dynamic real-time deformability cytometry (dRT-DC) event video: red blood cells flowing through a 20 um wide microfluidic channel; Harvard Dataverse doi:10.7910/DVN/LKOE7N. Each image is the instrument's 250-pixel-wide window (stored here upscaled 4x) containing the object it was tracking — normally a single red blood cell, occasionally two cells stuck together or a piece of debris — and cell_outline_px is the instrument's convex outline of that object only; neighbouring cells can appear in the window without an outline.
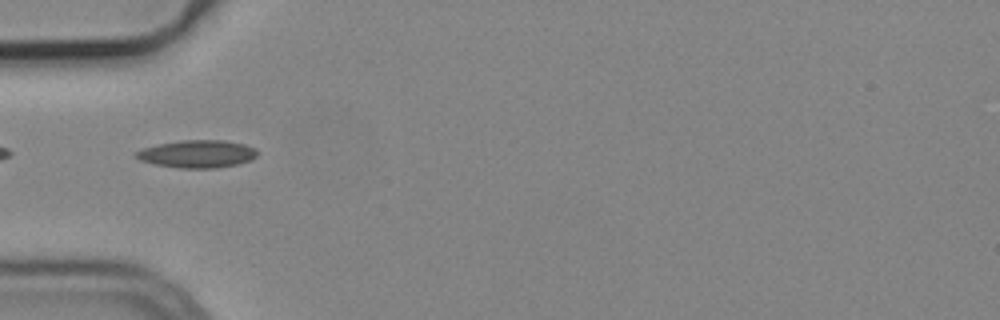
{"species": "common noctule bat (a hibernating species)", "species_latin": "Nyctalus noctula", "temperature_condition": "cold", "stored_images_in_passage": 39, "camera_frame_rate_fps": 3000, "um_per_image_px": 0.085, "animal": {"sex": "male", "body_mass_g": 19.2, "forearm_length_mm": 51.8}, "frame": {"image": 1, "passage_image": 2, "time_ms": 0.333, "image_size_px": [1000, 320], "cell_outline_px": [[260, 152], [252, 160], [236, 164], [216, 168], [180, 168], [156, 164], [140, 160], [132, 156], [132, 152], [144, 148], [160, 144], [184, 140], [224, 140], [244, 144], [256, 148]], "centroid_in_image_um": [16.78, 13.08], "position_along_channel_um": 68.2, "area_um2": 19.59}}
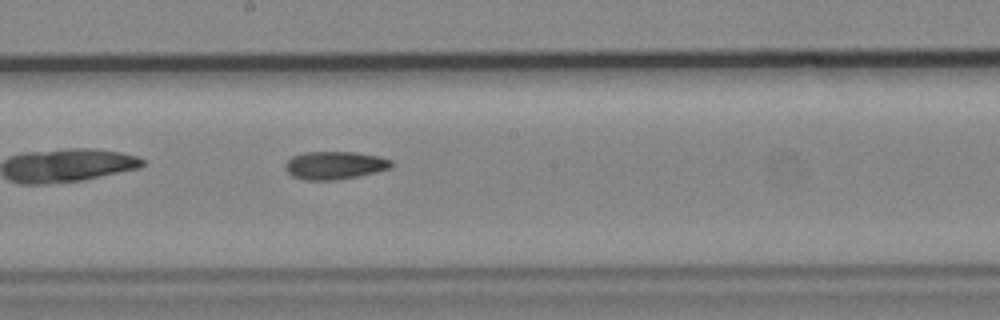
{"frame": {"image": 2, "passage_image": 14, "time_ms": 4.333, "image_size_px": [1000, 320], "cell_outline_px": [[392, 168], [376, 172], [336, 180], [304, 180], [292, 176], [284, 168], [284, 164], [292, 156], [304, 152], [356, 152], [376, 156], [392, 160]], "centroid_in_image_um": [28.42, 14.05], "position_along_channel_um": 219.8, "area_um2": 17.28}}
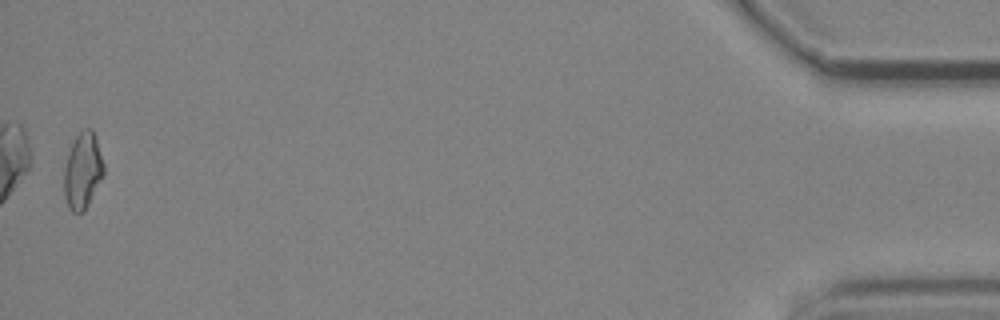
{"frame": {"image": 3, "passage_image": 38, "time_ms": 12.333, "image_size_px": [1000, 320], "cell_outline_px": [[104, 172], [84, 212], [72, 212], [68, 208], [64, 196], [64, 168], [68, 152], [76, 136], [84, 128], [92, 128], [96, 136], [104, 164]], "centroid_in_image_um": [7.02, 14.5], "position_along_channel_um": 428.2, "area_um2": 17.57}, "authors_computed_cell_mechanics": {"area_um2": 17.1666, "velocity_mm_per_s": 3.781, "shape_relaxation_time_tau1_ms": null, "shape_relaxation_time_tau2_ms": 7.6802, "deformation_change_tau1": null, "deformation_change_tau2": 0.1729}}